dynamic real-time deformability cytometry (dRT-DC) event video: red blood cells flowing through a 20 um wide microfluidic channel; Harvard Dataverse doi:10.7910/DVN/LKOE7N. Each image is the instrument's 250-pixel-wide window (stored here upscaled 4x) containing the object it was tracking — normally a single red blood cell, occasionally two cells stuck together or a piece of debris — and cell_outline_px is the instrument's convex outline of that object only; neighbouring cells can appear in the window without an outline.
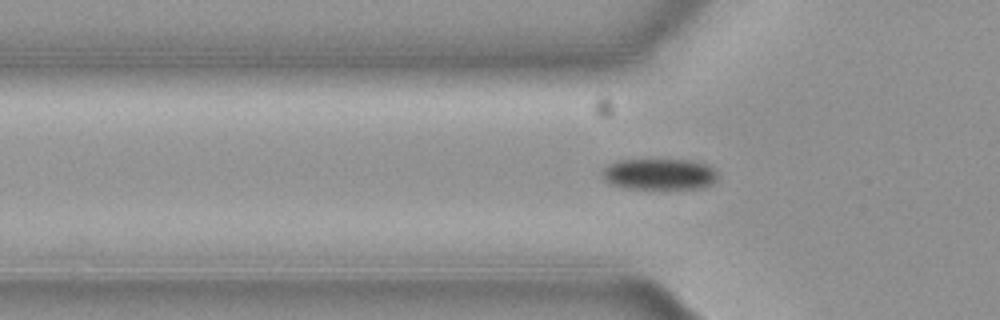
{"species": "common noctule bat (a hibernating species)", "species_latin": "Nyctalus noctula", "temperature_condition": "cold", "stored_images_in_passage": 54, "camera_frame_rate_fps": 3000, "um_per_image_px": 0.085, "animal": {"sex": "female", "body_mass_g": 19.3, "forearm_length_mm": 54.1}, "frame": {"image": 1, "passage_image": 18, "time_ms": 5.667, "image_size_px": [1000, 320], "cell_outline_px": [[720, 176], [712, 184], [704, 188], [628, 188], [612, 184], [604, 180], [604, 168], [608, 164], [620, 160], [688, 160], [708, 164]], "centroid_in_image_um": [56.1, 14.8], "position_along_channel_um": 69.7, "area_um2": 20.81}}
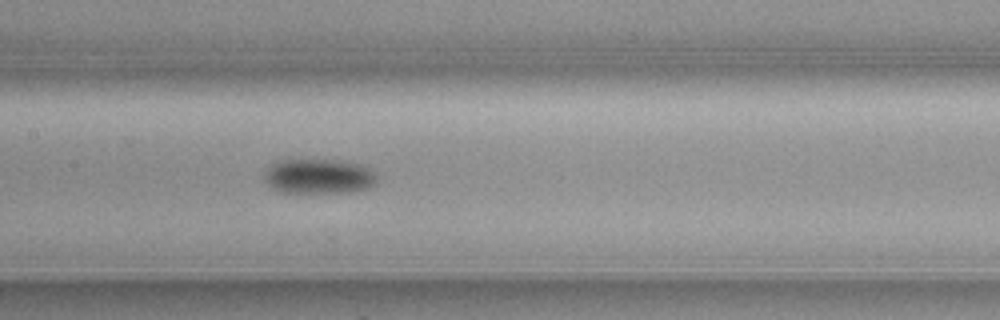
{"frame": {"image": 2, "passage_image": 27, "time_ms": 8.667, "image_size_px": [1000, 320], "cell_outline_px": [[376, 180], [368, 188], [348, 192], [280, 192], [272, 188], [264, 180], [264, 172], [268, 168], [284, 160], [336, 160], [360, 164], [368, 168], [376, 176]], "centroid_in_image_um": [27.08, 14.99], "position_along_channel_um": 180.3, "area_um2": 22.43}}
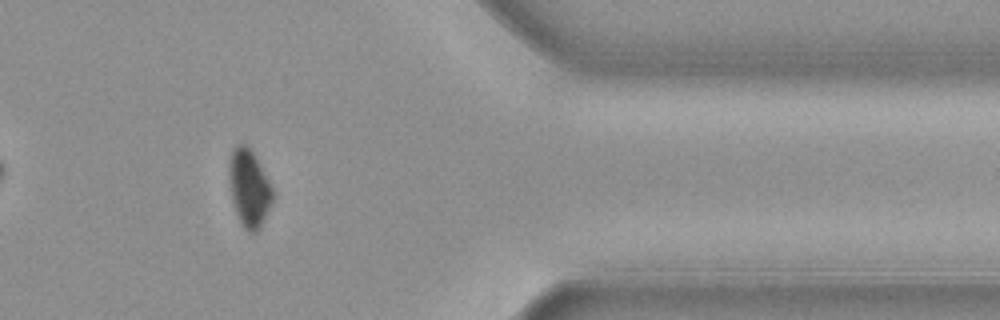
{"frame": {"image": 3, "passage_image": 46, "time_ms": 15.0, "image_size_px": [1000, 320], "cell_outline_px": [[276, 196], [260, 228], [256, 232], [248, 232], [244, 228], [236, 212], [232, 200], [228, 172], [228, 160], [232, 148], [236, 144], [244, 144], [252, 152], [264, 172]], "centroid_in_image_um": [21.17, 15.99], "position_along_channel_um": 390.2, "area_um2": 19.71}}